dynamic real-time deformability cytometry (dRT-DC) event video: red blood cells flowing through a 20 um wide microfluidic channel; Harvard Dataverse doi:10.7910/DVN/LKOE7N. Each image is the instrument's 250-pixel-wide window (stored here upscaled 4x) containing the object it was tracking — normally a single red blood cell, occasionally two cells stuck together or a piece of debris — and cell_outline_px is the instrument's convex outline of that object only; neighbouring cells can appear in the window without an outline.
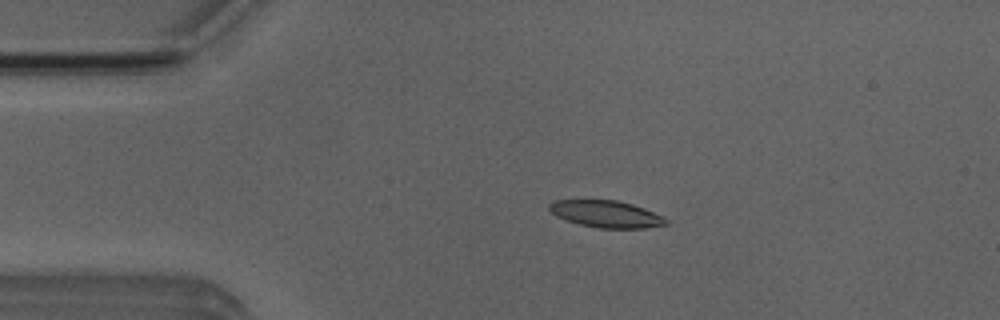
{"species": "Egyptian fruit bat (a non-hibernating species)", "species_latin": "Rousettus aegyptiacus", "temperature_condition": "room temperature", "stored_images_in_passage": 53, "camera_frame_rate_fps": 3000, "um_per_image_px": 0.085, "animal": {"sex": "male"}, "frame": {"image": 1, "passage_image": 11, "time_ms": 3.333, "image_size_px": [1000, 320], "cell_outline_px": [[668, 224], [644, 228], [596, 228], [580, 224], [556, 216], [548, 208], [548, 204], [552, 200], [616, 200], [632, 204], [644, 208], [664, 216], [668, 220]], "centroid_in_image_um": [51.54, 18.19], "position_along_channel_um": 33.5, "area_um2": 18.32}}
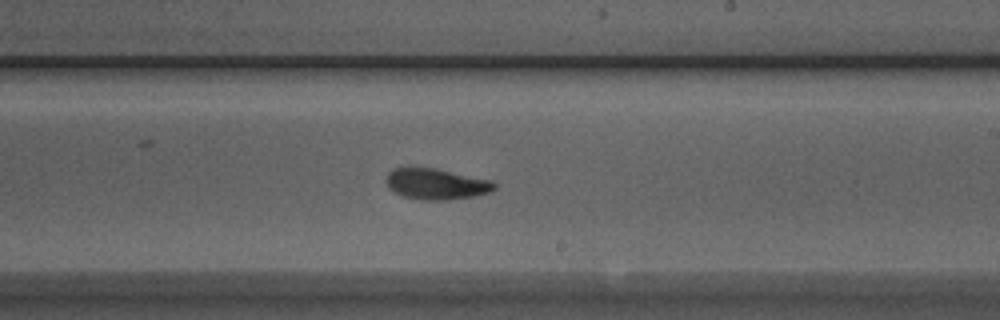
{"frame": {"image": 2, "passage_image": 31, "time_ms": 10.0, "image_size_px": [1000, 320], "cell_outline_px": [[496, 188], [488, 192], [476, 196], [448, 200], [420, 200], [404, 196], [388, 188], [384, 180], [388, 172], [392, 168], [436, 168], [492, 180], [496, 184]], "centroid_in_image_um": [37.07, 15.64], "position_along_channel_um": 251.9, "area_um2": 19.65}}
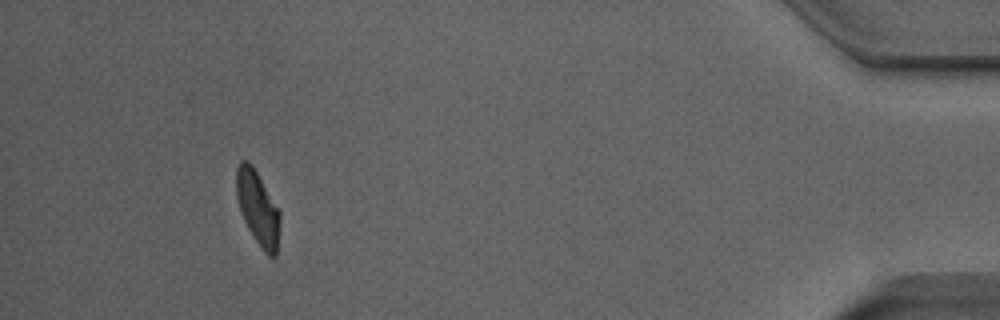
{"frame": {"image": 3, "passage_image": 49, "time_ms": 16.0, "image_size_px": [1000, 320], "cell_outline_px": [[280, 224], [276, 256], [268, 256], [264, 252], [252, 236], [240, 212], [236, 196], [236, 168], [240, 160], [248, 160], [252, 164], [280, 212]], "centroid_in_image_um": [21.89, 17.68], "position_along_channel_um": 413.3, "area_um2": 18.84}, "authors_computed_cell_mechanics": {"area_um2": 19.363, "velocity_mm_per_s": 3.8627, "shape_relaxation_time_tau1_ms": 4.654, "shape_relaxation_time_tau2_ms": 2.3766, "deformation_change_tau1": 0.151, "deformation_change_tau2": 0.0919}}